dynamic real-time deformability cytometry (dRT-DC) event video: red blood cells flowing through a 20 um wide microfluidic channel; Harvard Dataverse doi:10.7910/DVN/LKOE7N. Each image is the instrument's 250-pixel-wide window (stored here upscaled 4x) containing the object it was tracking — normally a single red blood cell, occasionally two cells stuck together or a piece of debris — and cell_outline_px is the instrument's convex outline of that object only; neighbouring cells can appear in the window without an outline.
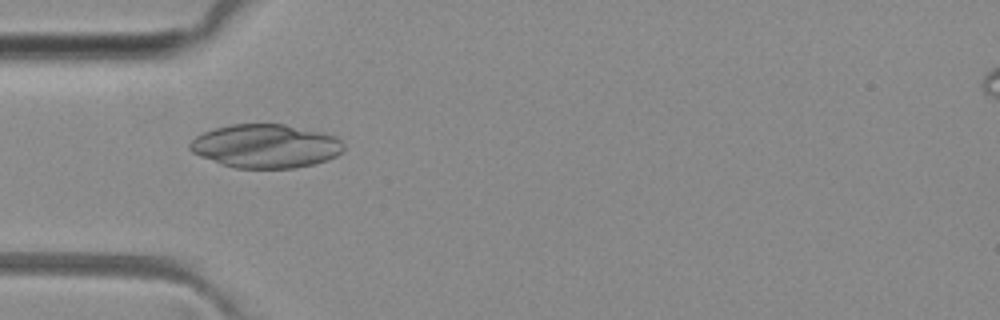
{"species": "common noctule bat (a hibernating species)", "species_latin": "Nyctalus noctula", "temperature_condition": "room temperature", "stored_images_in_passage": 37, "camera_frame_rate_fps": 3000, "um_per_image_px": 0.085, "animal": {"sex": "female", "body_mass_g": 29.2, "forearm_length_mm": 56.3}, "frame": {"image": 1, "passage_image": 2, "time_ms": 0.333, "image_size_px": [1000, 320], "cell_outline_px": [[344, 148], [336, 156], [312, 164], [292, 168], [236, 168], [220, 164], [200, 156], [192, 152], [188, 148], [188, 144], [196, 136], [204, 132], [216, 128], [232, 124], [284, 124], [324, 132], [336, 136], [344, 144]], "centroid_in_image_um": [22.57, 12.41], "position_along_channel_um": 62.4, "area_um2": 39.07}}
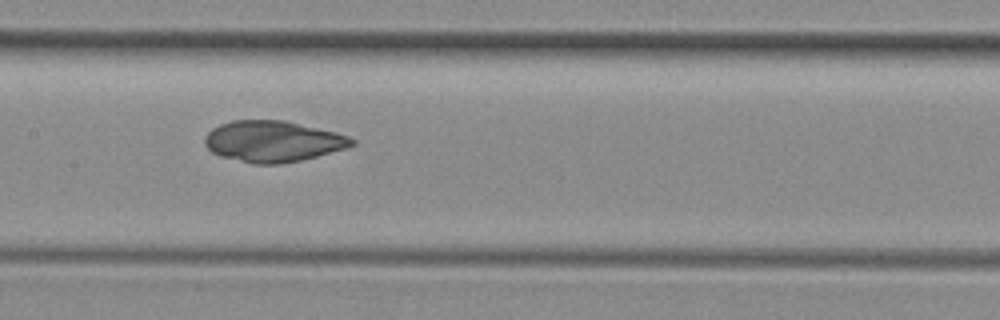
{"frame": {"image": 2, "passage_image": 11, "time_ms": 3.333, "image_size_px": [1000, 320], "cell_outline_px": [[356, 144], [348, 148], [300, 160], [280, 164], [252, 164], [220, 156], [212, 152], [204, 144], [204, 136], [212, 128], [220, 124], [232, 120], [284, 120], [336, 132], [348, 136], [356, 140]], "centroid_in_image_um": [23.19, 12.01], "position_along_channel_um": 184.2, "area_um2": 35.37}}
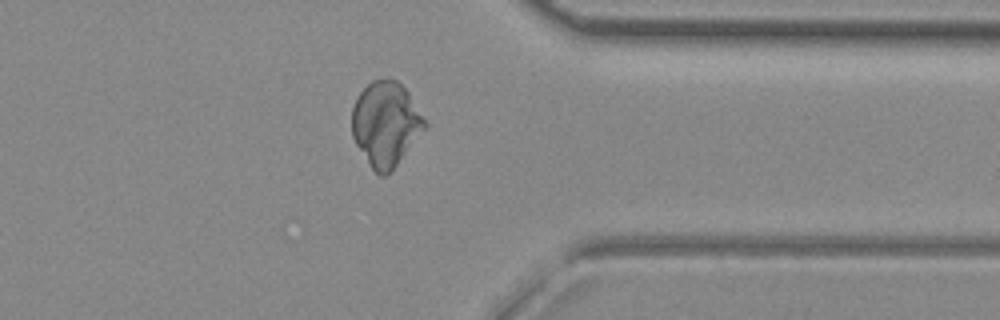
{"frame": {"image": 3, "passage_image": 26, "time_ms": 8.333, "image_size_px": [1000, 320], "cell_outline_px": [[428, 124], [396, 164], [384, 176], [380, 176], [372, 168], [356, 144], [352, 136], [352, 108], [356, 96], [372, 80], [396, 80], [408, 92]], "centroid_in_image_um": [32.76, 10.51], "position_along_channel_um": 378.6, "area_um2": 35.08}}